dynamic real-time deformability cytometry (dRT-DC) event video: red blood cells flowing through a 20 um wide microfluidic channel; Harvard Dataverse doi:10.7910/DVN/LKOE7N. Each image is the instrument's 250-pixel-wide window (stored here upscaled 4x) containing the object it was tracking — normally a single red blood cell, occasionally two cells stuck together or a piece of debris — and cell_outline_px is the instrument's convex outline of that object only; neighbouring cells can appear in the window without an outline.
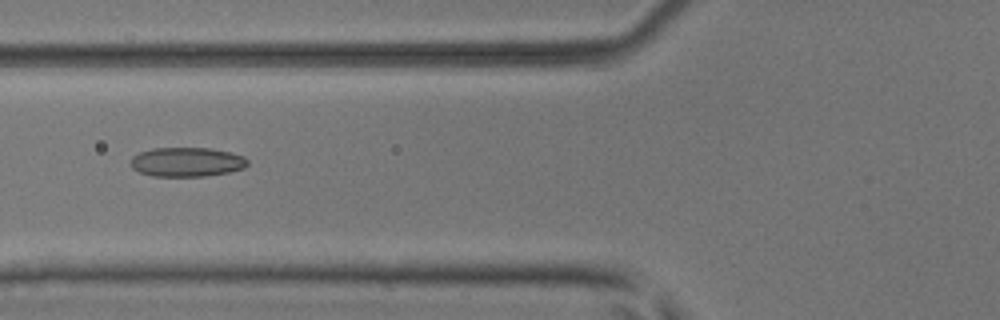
{"species": "common noctule bat (a hibernating species)", "species_latin": "Nyctalus noctula", "temperature_condition": "room temperature", "stored_images_in_passage": 36, "camera_frame_rate_fps": 3000, "um_per_image_px": 0.085, "animal": {"sex": "male", "body_mass_g": 17.9, "forearm_length_mm": 54.2}, "frame": {"image": 1, "passage_image": 4, "time_ms": 1.0, "image_size_px": [1000, 320], "cell_outline_px": [[248, 164], [244, 168], [228, 172], [204, 176], [152, 176], [140, 172], [132, 168], [132, 156], [140, 152], [152, 148], [212, 148], [244, 156], [248, 160]], "centroid_in_image_um": [15.89, 13.76], "position_along_channel_um": 109.9, "area_um2": 19.88}}
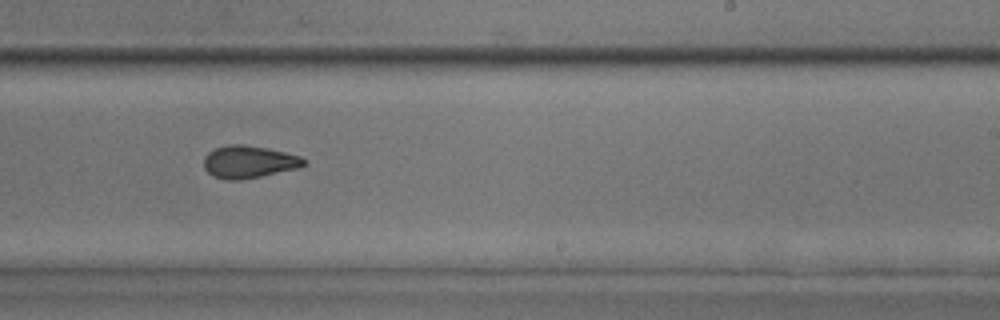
{"frame": {"image": 2, "passage_image": 16, "time_ms": 5.0, "image_size_px": [1000, 320], "cell_outline_px": [[308, 164], [300, 168], [240, 180], [228, 180], [212, 176], [204, 168], [204, 156], [208, 152], [216, 148], [228, 144], [244, 144], [268, 148], [300, 156], [308, 160]], "centroid_in_image_um": [21.18, 13.75], "position_along_channel_um": 267.8, "area_um2": 19.13}}
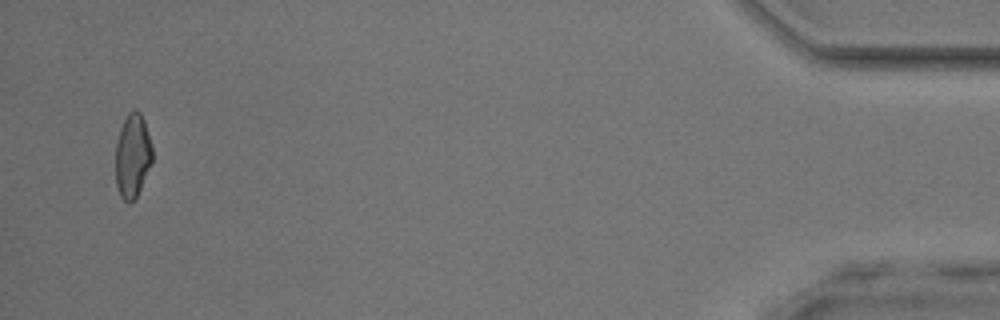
{"frame": {"image": 3, "passage_image": 34, "time_ms": 11.0, "image_size_px": [1000, 320], "cell_outline_px": [[152, 164], [136, 196], [128, 204], [120, 196], [116, 184], [116, 144], [120, 128], [128, 112], [132, 108], [136, 108], [140, 112], [144, 120], [152, 144]], "centroid_in_image_um": [11.27, 13.2], "position_along_channel_um": 423.9, "area_um2": 18.09}, "authors_computed_cell_mechanics": {"area_um2": 18.6405, "velocity_mm_per_s": 3.9586, "shape_relaxation_time_tau1_ms": null, "shape_relaxation_time_tau2_ms": 1.899, "deformation_change_tau1": null, "deformation_change_tau2": 0.0838}}